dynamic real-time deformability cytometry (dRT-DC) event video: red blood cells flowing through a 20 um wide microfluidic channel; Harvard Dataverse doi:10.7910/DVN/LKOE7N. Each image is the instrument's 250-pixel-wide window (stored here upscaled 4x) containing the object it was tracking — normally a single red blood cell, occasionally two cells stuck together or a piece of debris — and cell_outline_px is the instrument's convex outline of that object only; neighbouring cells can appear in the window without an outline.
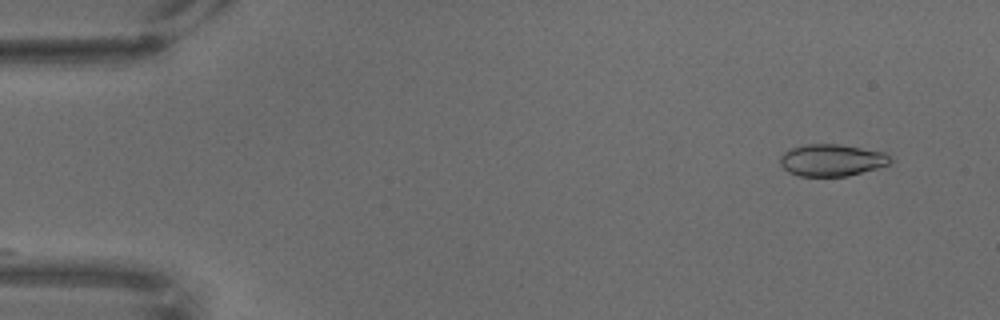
{"species": "common noctule bat (a hibernating species)", "species_latin": "Nyctalus noctula", "temperature_condition": "warm", "stored_images_in_passage": 59, "camera_frame_rate_fps": 3000, "um_per_image_px": 0.085, "animal": {"sex": "male", "body_mass_g": 18.8}, "frame": {"image": 1, "passage_image": 2, "time_ms": 0.333, "image_size_px": [1000, 320], "cell_outline_px": [[892, 160], [888, 164], [876, 168], [848, 176], [800, 176], [788, 172], [780, 164], [780, 156], [784, 152], [792, 148], [804, 144], [840, 144], [884, 152]], "centroid_in_image_um": [70.67, 13.61], "position_along_channel_um": 14.3, "area_um2": 20.4}}
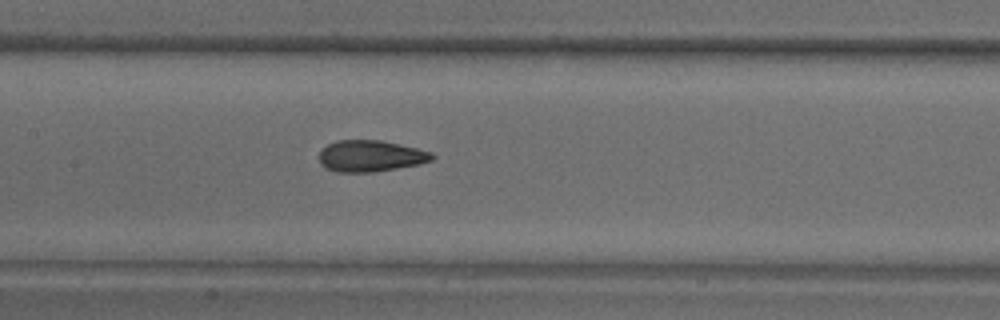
{"frame": {"image": 2, "passage_image": 30, "time_ms": 9.667, "image_size_px": [1000, 320], "cell_outline_px": [[436, 156], [432, 160], [420, 164], [372, 172], [336, 172], [324, 168], [320, 164], [320, 148], [336, 140], [380, 140], [416, 148], [432, 152]], "centroid_in_image_um": [31.47, 13.26], "position_along_channel_um": 175.9, "area_um2": 20.75}}
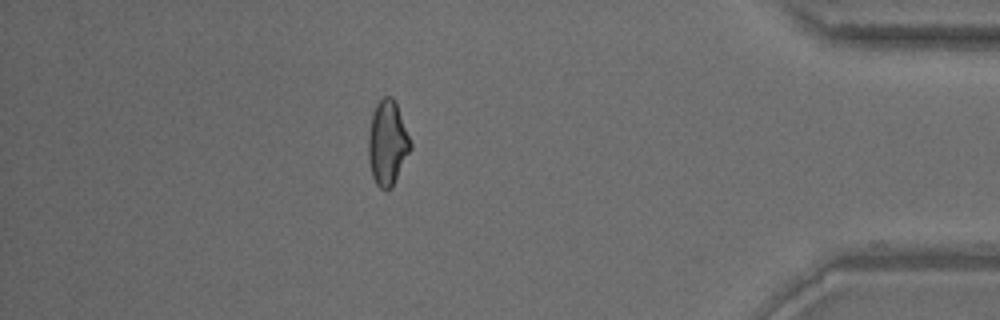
{"frame": {"image": 3, "passage_image": 57, "time_ms": 18.667, "image_size_px": [1000, 320], "cell_outline_px": [[412, 148], [392, 188], [380, 188], [376, 184], [372, 176], [368, 160], [368, 136], [372, 112], [376, 104], [384, 96], [392, 96], [396, 104], [412, 144]], "centroid_in_image_um": [32.92, 12.16], "position_along_channel_um": 402.3, "area_um2": 20.75}}